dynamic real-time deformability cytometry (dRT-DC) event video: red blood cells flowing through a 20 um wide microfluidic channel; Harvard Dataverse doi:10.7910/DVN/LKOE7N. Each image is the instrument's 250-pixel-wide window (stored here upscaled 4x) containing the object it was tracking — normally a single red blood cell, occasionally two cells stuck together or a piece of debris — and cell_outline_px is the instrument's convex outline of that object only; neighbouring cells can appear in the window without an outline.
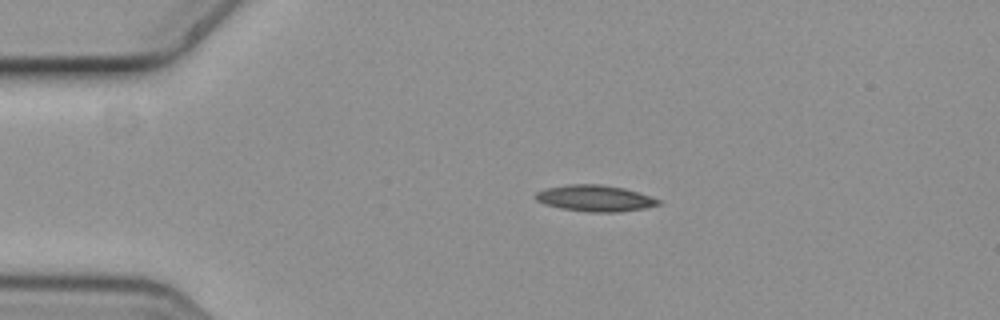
{"species": "common noctule bat (a hibernating species)", "species_latin": "Nyctalus noctula", "temperature_condition": "cold", "stored_images_in_passage": 2, "camera_frame_rate_fps": 3000, "um_per_image_px": 0.085, "animal": {"sex": "female", "body_mass_g": 19.3, "forearm_length_mm": 54.1}, "frame": {"image": 1, "passage_image": 1, "time_ms": 0.0, "image_size_px": [1000, 320], "cell_outline_px": [[660, 204], [644, 208], [620, 212], [588, 212], [560, 208], [544, 204], [536, 200], [532, 196], [536, 192], [548, 188], [568, 184], [600, 184], [624, 188], [660, 200]], "centroid_in_image_um": [50.52, 16.86], "position_along_channel_um": 34.5, "area_um2": 18.73}}